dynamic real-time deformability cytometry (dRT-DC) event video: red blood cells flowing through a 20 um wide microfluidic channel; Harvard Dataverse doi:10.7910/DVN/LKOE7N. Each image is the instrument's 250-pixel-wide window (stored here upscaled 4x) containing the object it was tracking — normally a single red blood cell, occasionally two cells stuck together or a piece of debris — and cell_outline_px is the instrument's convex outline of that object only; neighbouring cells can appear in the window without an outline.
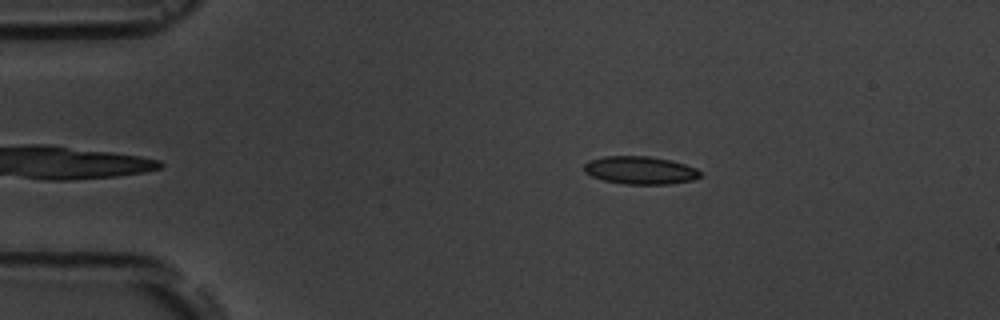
{"species": "common noctule bat (a hibernating species)", "species_latin": "Nyctalus noctula", "temperature_condition": "room temperature", "stored_images_in_passage": 8, "camera_frame_rate_fps": 3000, "um_per_image_px": 0.085, "animal": {"sex": "male", "body_mass_g": 19.5, "forearm_length_mm": 54.6}, "frame": {"image": 1, "passage_image": 1, "time_ms": 0.0, "image_size_px": [1000, 320], "cell_outline_px": [[700, 176], [692, 180], [668, 184], [624, 184], [604, 180], [592, 176], [584, 172], [584, 164], [588, 160], [604, 156], [648, 156], [672, 160], [696, 168], [700, 172]], "centroid_in_image_um": [54.39, 14.46], "position_along_channel_um": 30.6, "area_um2": 18.84}}
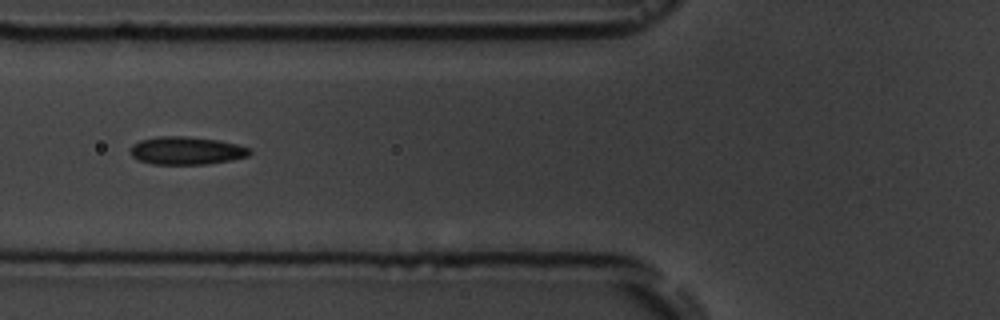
{"frame": {"image": 2, "passage_image": 4, "time_ms": 3.667, "image_size_px": [1000, 320], "cell_outline_px": [[252, 152], [248, 156], [232, 160], [208, 164], [152, 164], [140, 160], [132, 156], [132, 144], [140, 140], [160, 136], [184, 136], [216, 140], [236, 144], [252, 148]], "centroid_in_image_um": [15.89, 12.81], "position_along_channel_um": 109.9, "area_um2": 19.31}}
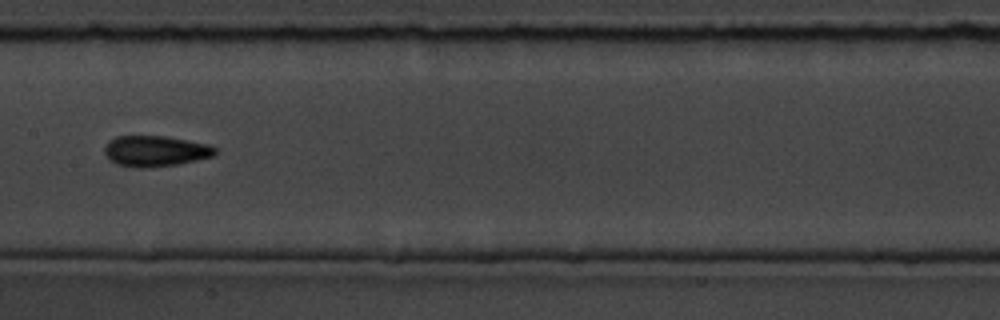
{"frame": {"image": 3, "passage_image": 6, "time_ms": 6.0, "image_size_px": [1000, 320], "cell_outline_px": [[216, 152], [212, 156], [196, 160], [176, 164], [148, 168], [132, 168], [116, 164], [104, 152], [104, 148], [108, 140], [116, 136], [164, 136], [188, 140], [208, 144], [216, 148]], "centroid_in_image_um": [13.18, 12.84], "position_along_channel_um": 194.2, "area_um2": 19.83}}